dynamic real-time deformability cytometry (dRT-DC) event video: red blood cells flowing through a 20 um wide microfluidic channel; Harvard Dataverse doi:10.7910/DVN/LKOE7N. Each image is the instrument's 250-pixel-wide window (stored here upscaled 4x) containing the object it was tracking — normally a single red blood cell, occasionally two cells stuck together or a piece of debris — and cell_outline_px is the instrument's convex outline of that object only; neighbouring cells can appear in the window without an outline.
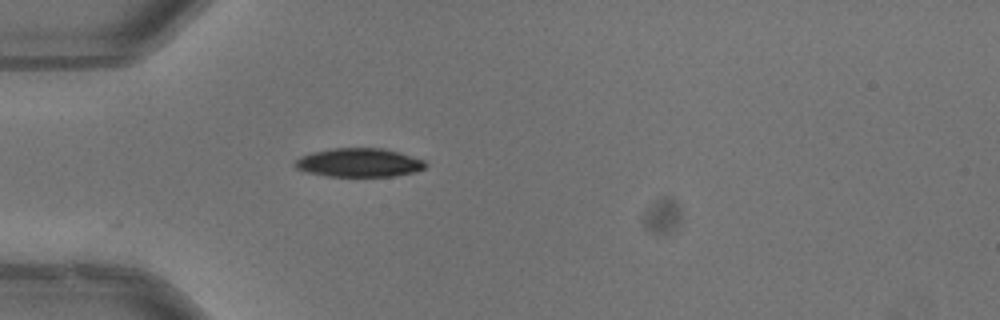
{"species": "common noctule bat (a hibernating species)", "species_latin": "Nyctalus noctula", "temperature_condition": "warm", "stored_images_in_passage": 5, "camera_frame_rate_fps": 3000, "um_per_image_px": 0.085, "animal": {"sex": "male", "body_mass_g": 13.3}, "frame": {"image": 1, "passage_image": 1, "time_ms": 0.0, "image_size_px": [1000, 320], "cell_outline_px": [[428, 164], [424, 168], [416, 172], [396, 176], [324, 176], [304, 172], [296, 168], [292, 164], [300, 156], [312, 152], [332, 148], [384, 148], [400, 152], [424, 160]], "centroid_in_image_um": [30.51, 13.82], "position_along_channel_um": 54.5, "area_um2": 22.14}}